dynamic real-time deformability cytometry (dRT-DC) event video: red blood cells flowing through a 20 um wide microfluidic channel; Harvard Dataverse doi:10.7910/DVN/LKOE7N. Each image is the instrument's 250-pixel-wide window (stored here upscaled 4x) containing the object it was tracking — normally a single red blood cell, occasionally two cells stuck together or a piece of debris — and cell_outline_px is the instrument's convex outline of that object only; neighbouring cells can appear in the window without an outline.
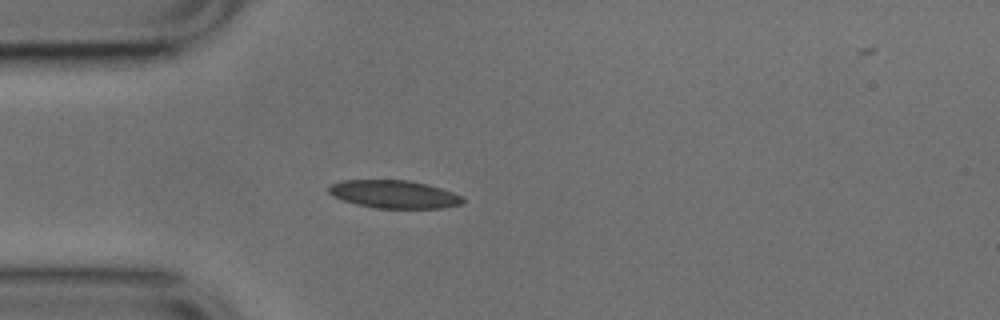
{"species": "common noctule bat (a hibernating species)", "species_latin": "Nyctalus noctula", "temperature_condition": "cold", "stored_images_in_passage": 39, "camera_frame_rate_fps": 3000, "um_per_image_px": 0.085, "animal": {"sex": "male", "body_mass_g": 17.9, "forearm_length_mm": 54.2}, "frame": {"image": 1, "passage_image": 1, "time_ms": 0.0, "image_size_px": [1000, 320], "cell_outline_px": [[460, 200], [456, 204], [428, 208], [388, 208], [364, 204], [348, 200], [332, 192], [332, 188], [336, 184], [352, 180], [400, 180], [420, 184], [436, 188], [456, 196]], "centroid_in_image_um": [33.48, 16.5], "position_along_channel_um": 51.5, "area_um2": 19.25}}
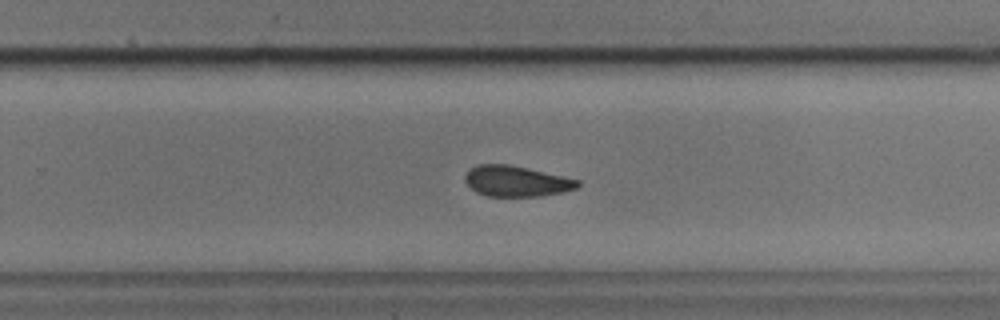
{"frame": {"image": 2, "passage_image": 20, "time_ms": 6.333, "image_size_px": [1000, 320], "cell_outline_px": [[576, 184], [572, 188], [552, 192], [528, 196], [496, 196], [480, 192], [472, 188], [468, 184], [468, 172], [472, 168], [484, 164], [500, 164], [520, 168], [576, 180]], "centroid_in_image_um": [43.77, 15.4], "position_along_channel_um": 286.0, "area_um2": 17.92}}
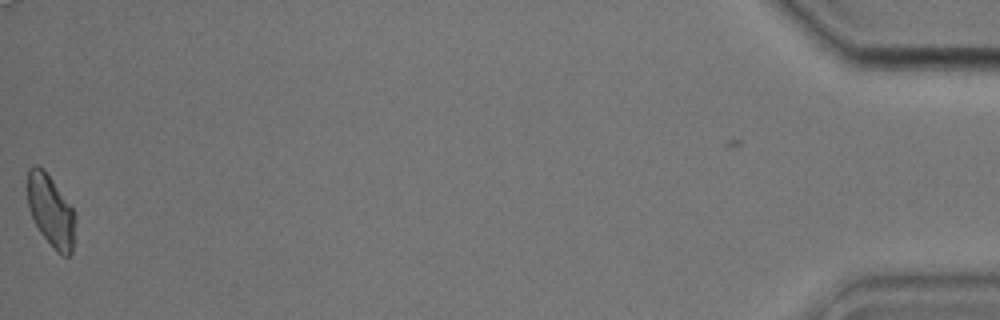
{"frame": {"image": 3, "passage_image": 39, "time_ms": 12.667, "image_size_px": [1000, 320], "cell_outline_px": [[72, 248], [68, 256], [60, 252], [48, 240], [36, 224], [28, 200], [28, 172], [32, 168], [40, 168], [48, 176], [72, 208]], "centroid_in_image_um": [4.29, 17.9], "position_along_channel_um": 430.9, "area_um2": 17.8}}